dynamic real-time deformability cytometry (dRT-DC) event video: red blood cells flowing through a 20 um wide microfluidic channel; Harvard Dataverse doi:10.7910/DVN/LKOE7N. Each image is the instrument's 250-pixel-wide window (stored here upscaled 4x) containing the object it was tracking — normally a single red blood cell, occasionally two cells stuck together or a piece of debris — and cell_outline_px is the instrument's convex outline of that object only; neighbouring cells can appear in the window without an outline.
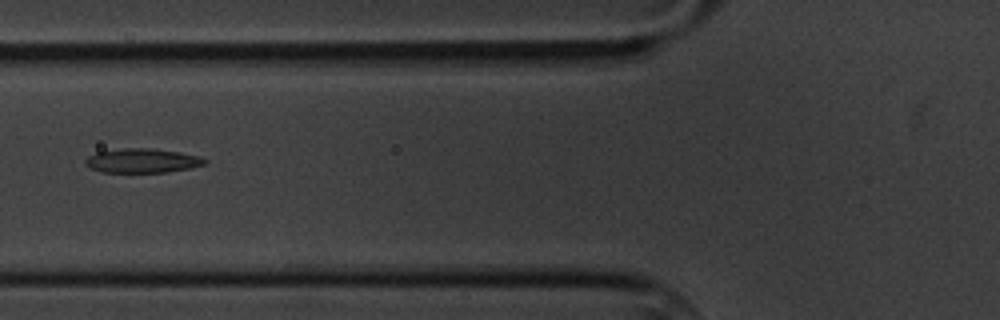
{"species": "common noctule bat (a hibernating species)", "species_latin": "Nyctalus noctula", "temperature_condition": "cold", "stored_images_in_passage": 7, "camera_frame_rate_fps": 3000, "um_per_image_px": 0.085, "animal": {"sex": "male", "body_mass_g": 20.1, "forearm_length_mm": 53.5}, "frame": {"image": 1, "passage_image": 2, "time_ms": 1.0, "image_size_px": [1000, 320], "cell_outline_px": [[208, 160], [204, 164], [192, 168], [168, 172], [100, 172], [84, 164], [84, 160], [88, 156], [96, 152], [124, 148], [152, 148], [180, 152], [200, 156]], "centroid_in_image_um": [12.1, 13.65], "position_along_channel_um": 113.7, "area_um2": 16.99}}
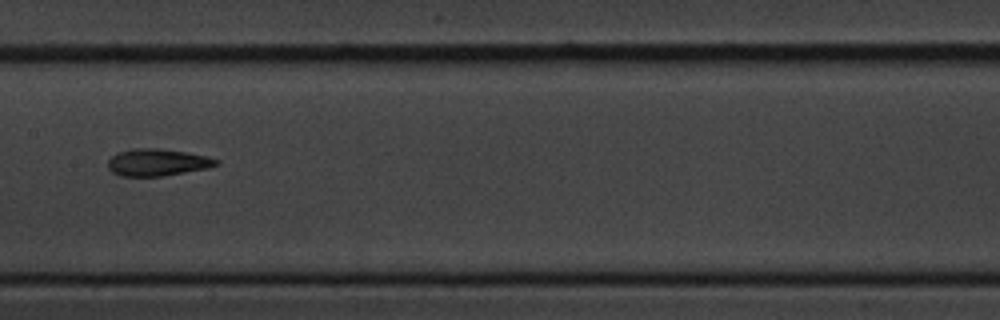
{"frame": {"image": 2, "passage_image": 4, "time_ms": 3.333, "image_size_px": [1000, 320], "cell_outline_px": [[220, 164], [208, 168], [160, 176], [120, 176], [112, 172], [108, 168], [108, 160], [116, 152], [132, 148], [160, 148], [208, 156], [220, 160]], "centroid_in_image_um": [13.37, 13.79], "position_along_channel_um": 194.0, "area_um2": 17.17}}
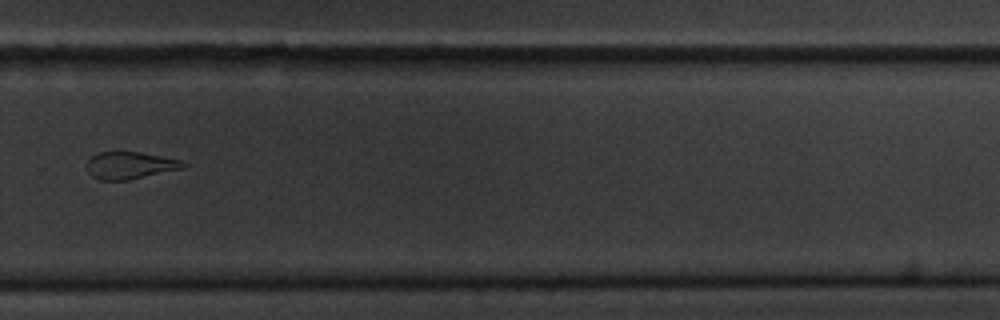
{"frame": {"image": 3, "passage_image": 7, "time_ms": 7.0, "image_size_px": [1000, 320], "cell_outline_px": [[188, 164], [184, 168], [128, 180], [100, 180], [92, 176], [88, 172], [84, 164], [92, 156], [100, 152], [140, 152], [180, 160]], "centroid_in_image_um": [11.02, 14.06], "position_along_channel_um": 318.8, "area_um2": 15.26}}